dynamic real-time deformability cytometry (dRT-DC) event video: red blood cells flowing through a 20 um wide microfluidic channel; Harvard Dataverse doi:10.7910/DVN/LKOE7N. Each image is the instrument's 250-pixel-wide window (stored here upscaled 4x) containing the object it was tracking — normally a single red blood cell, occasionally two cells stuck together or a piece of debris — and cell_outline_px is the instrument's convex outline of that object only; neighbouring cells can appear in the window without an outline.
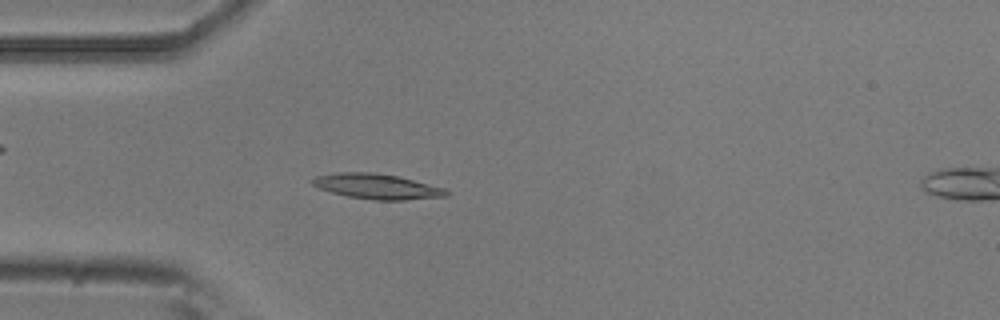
{"species": "common noctule bat (a hibernating species)", "species_latin": "Nyctalus noctula", "temperature_condition": "room temperature", "stored_images_in_passage": 4, "camera_frame_rate_fps": 3000, "um_per_image_px": 0.085, "animal": {"sex": "male", "body_mass_g": 20.5, "forearm_length_mm": 52.5}, "frame": {"image": 1, "passage_image": 4, "time_ms": 1.0, "image_size_px": [1000, 320], "cell_outline_px": [[452, 192], [448, 196], [404, 200], [376, 200], [348, 196], [332, 192], [320, 188], [312, 184], [312, 180], [316, 176], [336, 172], [372, 172], [396, 176], [444, 188]], "centroid_in_image_um": [32.06, 15.85], "position_along_channel_um": 52.9, "area_um2": 19.42}}